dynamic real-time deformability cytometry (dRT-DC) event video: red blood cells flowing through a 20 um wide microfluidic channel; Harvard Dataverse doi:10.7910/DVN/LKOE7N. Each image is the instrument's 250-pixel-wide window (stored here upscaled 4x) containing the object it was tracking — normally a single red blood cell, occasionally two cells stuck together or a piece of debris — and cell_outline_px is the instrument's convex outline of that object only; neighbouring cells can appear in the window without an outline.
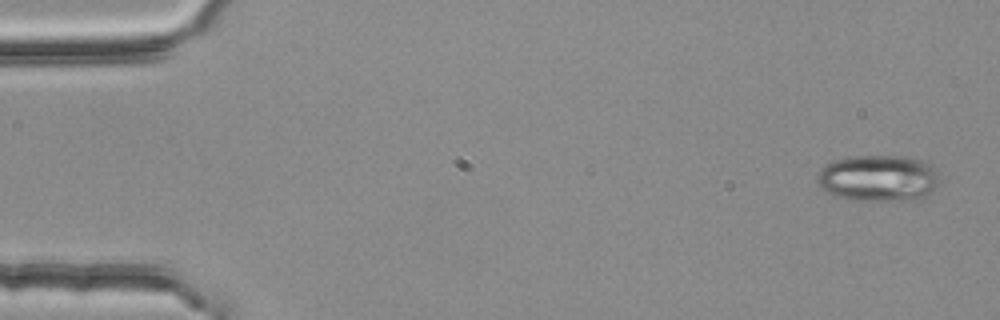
{"species": "common noctule bat (a hibernating species)", "species_latin": "Nyctalus noctula", "temperature_condition": "room temperature", "stored_images_in_passage": 4, "camera_frame_rate_fps": 3000, "um_per_image_px": 0.085, "animal": {"sex": "female", "body_mass_g": 25.1}, "frame": {"image": 1, "passage_image": 1, "time_ms": 0.0, "image_size_px": [1000, 320], "cell_outline_px": [[940, 184], [924, 200], [848, 200], [824, 192], [820, 188], [816, 180], [816, 176], [824, 164], [832, 160], [848, 156], [908, 156], [932, 164], [940, 172]], "centroid_in_image_um": [74.69, 15.15], "position_along_channel_um": 10.3, "area_um2": 34.28}}